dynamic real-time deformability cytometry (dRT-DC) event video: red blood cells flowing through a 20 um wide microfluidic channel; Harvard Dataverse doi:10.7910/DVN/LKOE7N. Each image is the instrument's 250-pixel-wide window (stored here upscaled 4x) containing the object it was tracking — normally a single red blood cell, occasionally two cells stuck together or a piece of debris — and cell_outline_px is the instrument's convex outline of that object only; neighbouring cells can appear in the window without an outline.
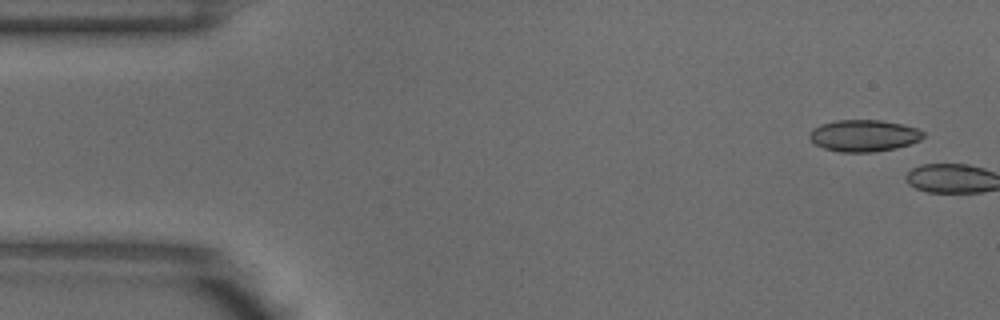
{"species": "common noctule bat (a hibernating species)", "species_latin": "Nyctalus noctula", "temperature_condition": "warm", "stored_images_in_passage": 6, "camera_frame_rate_fps": 3000, "um_per_image_px": 0.085, "animal": {"sex": "male", "body_mass_g": 18.8}, "frame": {"image": 1, "passage_image": 1, "time_ms": 0.0, "image_size_px": [1000, 320], "cell_outline_px": [[924, 136], [920, 140], [896, 148], [872, 152], [840, 152], [824, 148], [816, 144], [808, 136], [808, 132], [812, 128], [820, 124], [836, 120], [880, 120], [904, 124], [916, 128], [924, 132]], "centroid_in_image_um": [73.4, 11.52], "position_along_channel_um": 11.6, "area_um2": 21.1}}
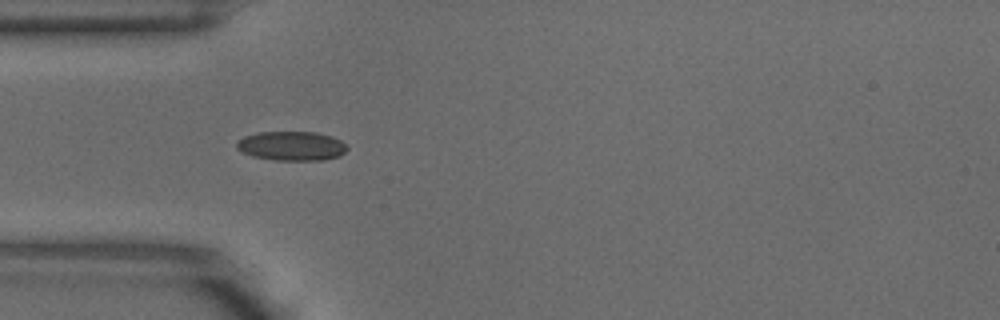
{"frame": {"image": 2, "passage_image": 5, "time_ms": 1.333, "image_size_px": [1000, 320], "cell_outline_px": [[348, 148], [340, 156], [324, 160], [276, 160], [252, 156], [240, 152], [236, 148], [236, 140], [244, 136], [256, 132], [316, 132], [332, 136], [340, 140]], "centroid_in_image_um": [24.74, 12.4], "position_along_channel_um": 60.3, "area_um2": 19.02}}